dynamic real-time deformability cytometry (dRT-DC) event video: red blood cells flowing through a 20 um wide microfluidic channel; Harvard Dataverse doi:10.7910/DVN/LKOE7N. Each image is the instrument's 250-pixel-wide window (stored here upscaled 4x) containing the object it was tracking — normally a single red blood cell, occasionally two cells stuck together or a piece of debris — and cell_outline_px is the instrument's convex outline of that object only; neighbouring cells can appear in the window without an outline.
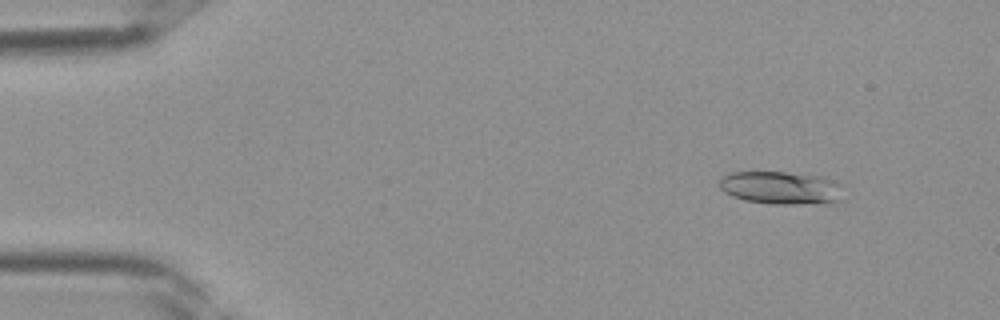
{"species": "Egyptian fruit bat (a non-hibernating species)", "species_latin": "Rousettus aegyptiacus", "temperature_condition": "room temperature", "stored_images_in_passage": 11, "camera_frame_rate_fps": 3000, "um_per_image_px": 0.085, "frame": {"image": 1, "passage_image": 5, "time_ms": 1.333, "image_size_px": [1000, 320], "cell_outline_px": [[840, 184], [836, 200], [832, 204], [772, 204], [744, 200], [732, 196], [724, 192], [720, 188], [720, 180], [728, 172], [784, 172], [820, 176], [836, 180]], "centroid_in_image_um": [66.34, 15.97], "position_along_channel_um": 18.7, "area_um2": 23.7}}